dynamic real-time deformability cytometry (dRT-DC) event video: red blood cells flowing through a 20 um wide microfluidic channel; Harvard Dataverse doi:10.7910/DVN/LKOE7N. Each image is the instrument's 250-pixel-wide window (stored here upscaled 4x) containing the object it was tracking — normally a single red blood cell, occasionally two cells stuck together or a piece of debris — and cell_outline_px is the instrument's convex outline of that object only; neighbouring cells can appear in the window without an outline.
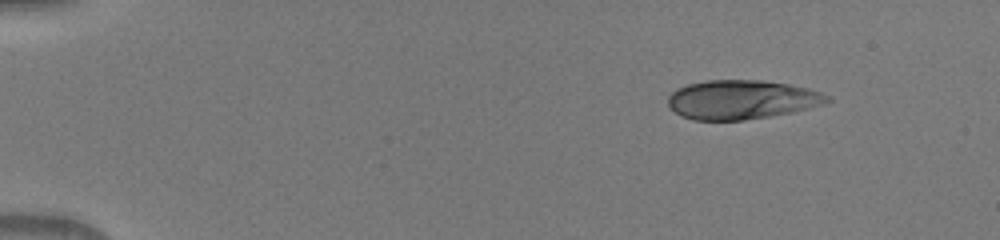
{"species": "human", "species_latin": "Homo sapiens", "temperature_condition": "warm", "stored_images_in_passage": 44, "camera_frame_rate_fps": 3000, "um_per_image_px": 0.085, "donor": {"sex": "male"}, "frame": {"image": 1, "passage_image": 1, "time_ms": 0.0, "image_size_px": [1000, 240], "cell_outline_px": [[832, 100], [824, 104], [792, 112], [772, 116], [744, 120], [692, 120], [680, 116], [668, 104], [668, 96], [676, 88], [688, 84], [708, 80], [760, 80], [788, 84], [808, 88], [820, 92], [828, 96]], "centroid_in_image_um": [63.03, 8.47], "position_along_channel_um": 22.0, "area_um2": 36.3}}
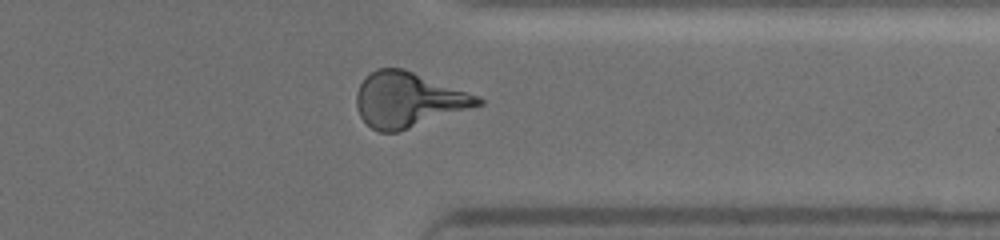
{"frame": {"image": 2, "passage_image": 35, "time_ms": 11.333, "image_size_px": [1000, 240], "cell_outline_px": [[484, 104], [396, 132], [380, 132], [372, 128], [360, 116], [356, 108], [356, 92], [364, 76], [376, 68], [404, 68], [480, 96], [484, 100]], "centroid_in_image_um": [34.68, 8.46], "position_along_channel_um": 376.7, "area_um2": 38.9}}
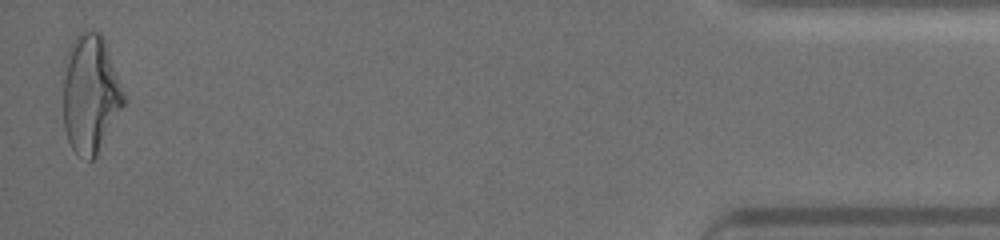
{"frame": {"image": 3, "passage_image": 44, "time_ms": 14.333, "image_size_px": [1000, 240], "cell_outline_px": [[124, 104], [96, 156], [92, 160], [88, 160], [76, 152], [72, 148], [68, 140], [64, 128], [64, 60], [68, 48], [72, 40], [84, 28], [100, 32], [104, 36], [124, 96]], "centroid_in_image_um": [7.66, 7.92], "position_along_channel_um": 427.5, "area_um2": 41.62}}